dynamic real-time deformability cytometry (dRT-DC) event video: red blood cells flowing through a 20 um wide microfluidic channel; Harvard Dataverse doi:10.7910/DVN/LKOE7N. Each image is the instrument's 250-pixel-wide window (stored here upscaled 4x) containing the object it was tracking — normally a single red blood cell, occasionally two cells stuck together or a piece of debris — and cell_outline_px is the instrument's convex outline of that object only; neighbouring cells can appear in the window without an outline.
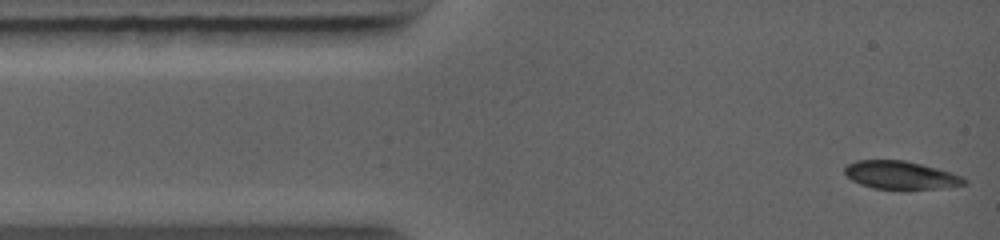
{"species": "common noctule bat (a hibernating species)", "species_latin": "Nyctalus noctula", "temperature_condition": "warm", "stored_images_in_passage": 34, "camera_frame_rate_fps": 5000, "um_per_image_px": 0.085, "animal": {"sex": "female", "body_mass_g": 19.0, "forearm_length_mm": 56.7}, "frame": {"image": 1, "passage_image": 1, "time_ms": 0.0, "image_size_px": [1000, 240], "cell_outline_px": [[968, 184], [940, 188], [904, 192], [872, 188], [860, 184], [852, 180], [844, 172], [844, 168], [848, 164], [856, 160], [904, 160], [952, 172], [964, 176], [968, 180]], "centroid_in_image_um": [76.6, 14.93], "position_along_channel_um": 8.4, "area_um2": 20.35}}
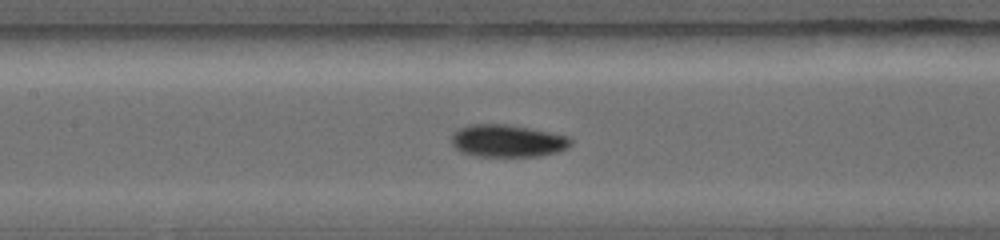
{"frame": {"image": 2, "passage_image": 20, "time_ms": 4.6, "image_size_px": [1000, 240], "cell_outline_px": [[572, 144], [568, 148], [556, 152], [540, 156], [472, 156], [460, 152], [452, 144], [452, 132], [456, 128], [468, 124], [508, 124], [572, 136]], "centroid_in_image_um": [43.13, 11.96], "position_along_channel_um": 164.3, "area_um2": 22.95}}
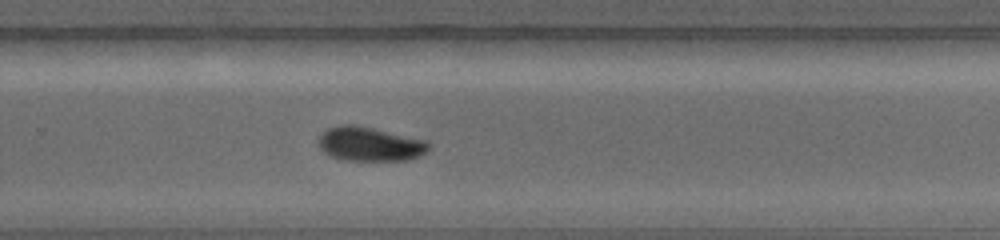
{"frame": {"image": 3, "passage_image": 34, "time_ms": 7.4, "image_size_px": [1000, 240], "cell_outline_px": [[432, 144], [420, 156], [408, 160], [344, 160], [332, 156], [324, 152], [320, 148], [316, 140], [328, 128], [340, 124], [352, 124], [372, 128], [428, 140]], "centroid_in_image_um": [31.44, 12.24], "position_along_channel_um": 298.4, "area_um2": 21.96}}